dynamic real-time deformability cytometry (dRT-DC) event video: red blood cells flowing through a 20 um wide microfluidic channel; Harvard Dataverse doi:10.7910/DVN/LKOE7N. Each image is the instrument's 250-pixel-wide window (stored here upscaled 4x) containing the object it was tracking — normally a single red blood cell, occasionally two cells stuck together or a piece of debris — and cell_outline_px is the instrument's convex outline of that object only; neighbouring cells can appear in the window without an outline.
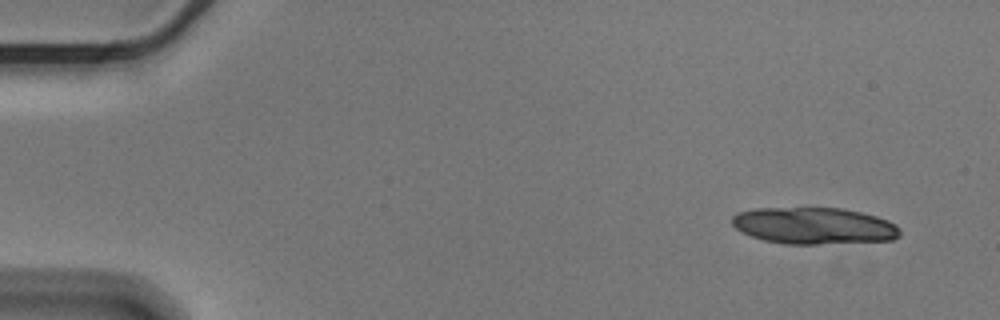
{"species": "Egyptian fruit bat (a non-hibernating species)", "species_latin": "Rousettus aegyptiacus", "temperature_condition": "cold", "stored_images_in_passage": 14, "camera_frame_rate_fps": 3000, "um_per_image_px": 0.085, "animal": {"sex": "male"}, "frame": {"image": 1, "passage_image": 1, "time_ms": 0.0, "image_size_px": [1000, 320], "cell_outline_px": [[900, 236], [892, 240], [816, 244], [784, 244], [764, 240], [752, 236], [736, 228], [732, 224], [732, 216], [736, 212], [756, 208], [844, 208], [876, 216], [888, 220], [896, 224], [900, 228]], "centroid_in_image_um": [69.2, 19.18], "position_along_channel_um": 15.8, "area_um2": 35.95}}